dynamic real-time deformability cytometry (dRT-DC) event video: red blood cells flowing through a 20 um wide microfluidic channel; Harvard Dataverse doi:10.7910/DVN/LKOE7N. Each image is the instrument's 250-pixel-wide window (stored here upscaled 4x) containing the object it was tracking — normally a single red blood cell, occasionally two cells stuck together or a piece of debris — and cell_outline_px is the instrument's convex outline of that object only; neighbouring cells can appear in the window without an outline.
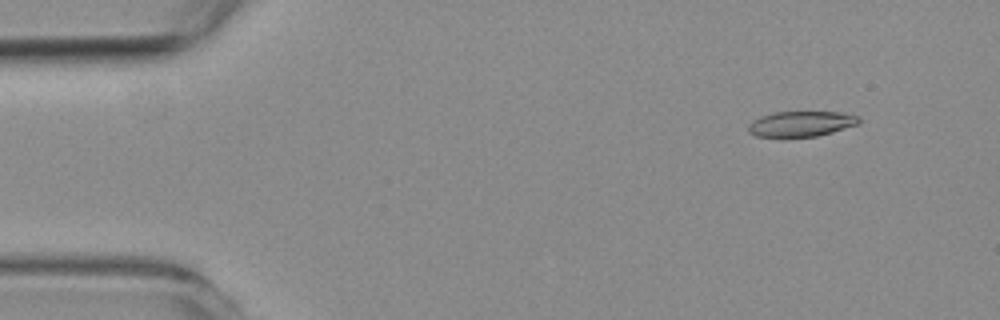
{"species": "common noctule bat (a hibernating species)", "species_latin": "Nyctalus noctula", "temperature_condition": "room temperature", "stored_images_in_passage": 58, "camera_frame_rate_fps": 3000, "um_per_image_px": 0.085, "animal": {"sex": "female", "body_mass_g": 19.3, "forearm_length_mm": 54.1}, "frame": {"image": 1, "passage_image": 6, "time_ms": 1.667, "image_size_px": [1000, 320], "cell_outline_px": [[860, 124], [832, 132], [816, 136], [784, 140], [756, 136], [748, 132], [748, 124], [752, 120], [760, 116], [776, 112], [840, 112], [860, 116]], "centroid_in_image_um": [68.04, 10.57], "position_along_channel_um": 17.0, "area_um2": 17.17}}
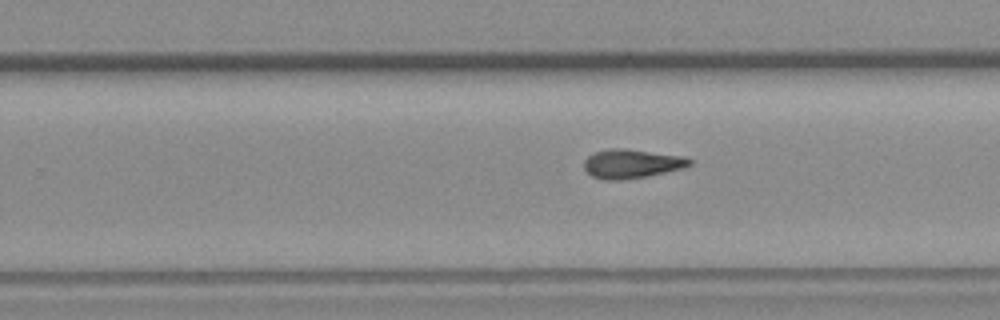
{"frame": {"image": 2, "passage_image": 36, "time_ms": 11.667, "image_size_px": [1000, 320], "cell_outline_px": [[692, 164], [684, 168], [648, 176], [624, 180], [604, 180], [592, 176], [584, 168], [584, 160], [588, 156], [596, 152], [612, 148], [624, 148], [684, 156], [692, 160]], "centroid_in_image_um": [53.71, 13.92], "position_along_channel_um": 276.1, "area_um2": 17.92}}
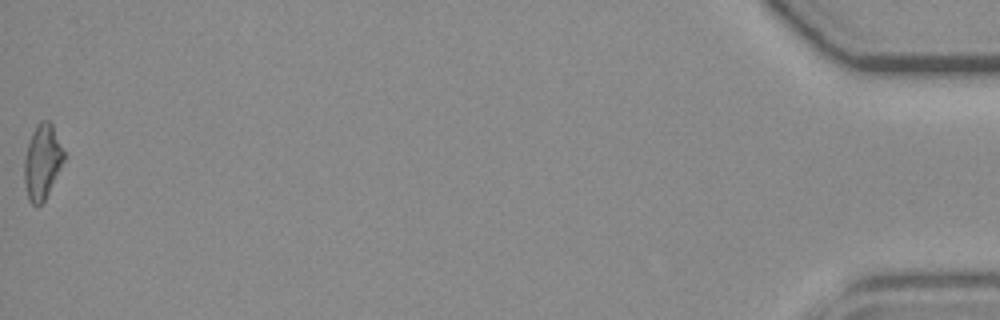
{"frame": {"image": 3, "passage_image": 58, "time_ms": 19.0, "image_size_px": [1000, 320], "cell_outline_px": [[64, 160], [44, 200], [40, 204], [32, 204], [28, 200], [24, 180], [24, 160], [28, 144], [32, 132], [36, 124], [40, 120], [48, 120], [52, 124], [64, 152]], "centroid_in_image_um": [3.57, 13.72], "position_along_channel_um": 431.6, "area_um2": 16.94}}